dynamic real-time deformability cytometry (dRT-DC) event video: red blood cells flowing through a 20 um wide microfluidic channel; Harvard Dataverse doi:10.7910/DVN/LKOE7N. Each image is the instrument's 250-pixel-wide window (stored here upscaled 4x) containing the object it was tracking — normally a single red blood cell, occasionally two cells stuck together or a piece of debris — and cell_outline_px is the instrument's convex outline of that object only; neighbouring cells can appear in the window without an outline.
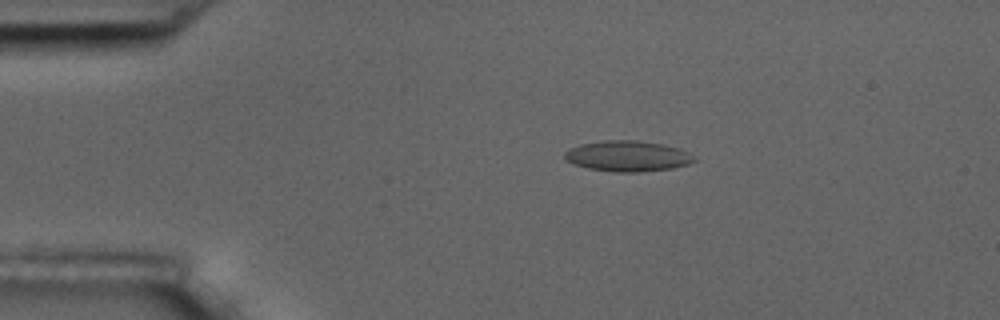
{"species": "common noctule bat (a hibernating species)", "species_latin": "Nyctalus noctula", "temperature_condition": "room temperature", "stored_images_in_passage": 2, "camera_frame_rate_fps": 3000, "um_per_image_px": 0.085, "animal": {"sex": "male", "body_mass_g": 17.5, "forearm_length_mm": 52.3}, "frame": {"image": 1, "passage_image": 1, "time_ms": 0.0, "image_size_px": [1000, 320], "cell_outline_px": [[696, 160], [688, 164], [672, 168], [640, 172], [616, 172], [588, 168], [572, 164], [564, 160], [564, 152], [568, 148], [580, 144], [604, 140], [636, 140], [660, 144], [680, 148], [688, 152]], "centroid_in_image_um": [53.29, 13.27], "position_along_channel_um": 31.7, "area_um2": 23.24}}